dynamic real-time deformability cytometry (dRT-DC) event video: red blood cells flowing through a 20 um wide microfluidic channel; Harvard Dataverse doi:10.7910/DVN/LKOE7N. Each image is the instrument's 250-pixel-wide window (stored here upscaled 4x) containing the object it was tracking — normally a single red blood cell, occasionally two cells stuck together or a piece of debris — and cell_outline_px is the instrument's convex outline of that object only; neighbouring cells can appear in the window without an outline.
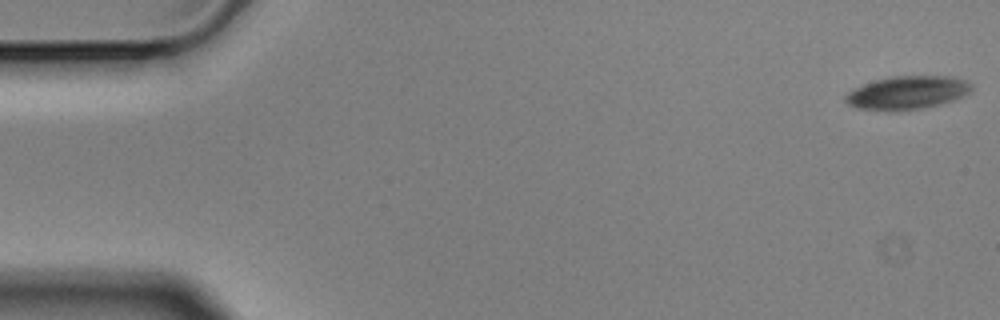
{"species": "Egyptian fruit bat (a non-hibernating species)", "species_latin": "Rousettus aegyptiacus", "temperature_condition": "cold", "stored_images_in_passage": 5, "camera_frame_rate_fps": 3000, "um_per_image_px": 0.085, "animal": {"sex": "male"}, "frame": {"image": 1, "passage_image": 1, "time_ms": 0.0, "image_size_px": [1000, 320], "cell_outline_px": [[972, 88], [964, 96], [940, 104], [924, 108], [896, 112], [888, 112], [856, 108], [848, 104], [844, 100], [844, 96], [848, 92], [864, 84], [876, 80], [892, 76], [952, 76], [964, 80], [972, 84]], "centroid_in_image_um": [77.09, 7.9], "position_along_channel_um": 7.9, "area_um2": 24.68}}
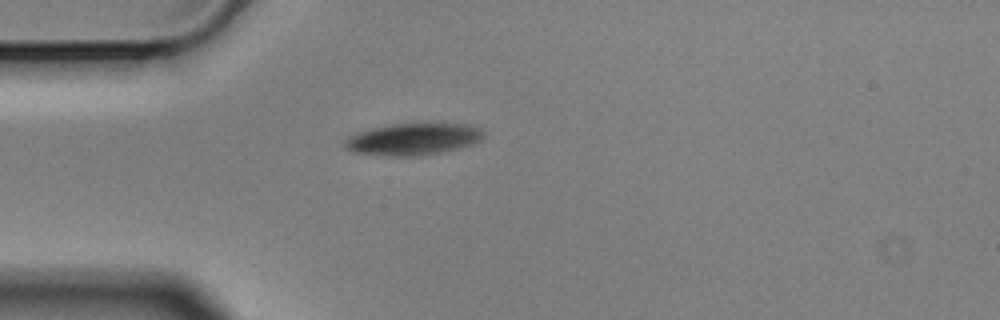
{"frame": {"image": 2, "passage_image": 5, "time_ms": 1.333, "image_size_px": [1000, 320], "cell_outline_px": [[484, 136], [480, 140], [472, 144], [460, 148], [420, 156], [392, 156], [348, 152], [344, 148], [344, 140], [348, 136], [356, 132], [388, 124], [468, 124], [480, 128], [484, 132]], "centroid_in_image_um": [35.06, 11.83], "position_along_channel_um": 49.9, "area_um2": 25.95}}